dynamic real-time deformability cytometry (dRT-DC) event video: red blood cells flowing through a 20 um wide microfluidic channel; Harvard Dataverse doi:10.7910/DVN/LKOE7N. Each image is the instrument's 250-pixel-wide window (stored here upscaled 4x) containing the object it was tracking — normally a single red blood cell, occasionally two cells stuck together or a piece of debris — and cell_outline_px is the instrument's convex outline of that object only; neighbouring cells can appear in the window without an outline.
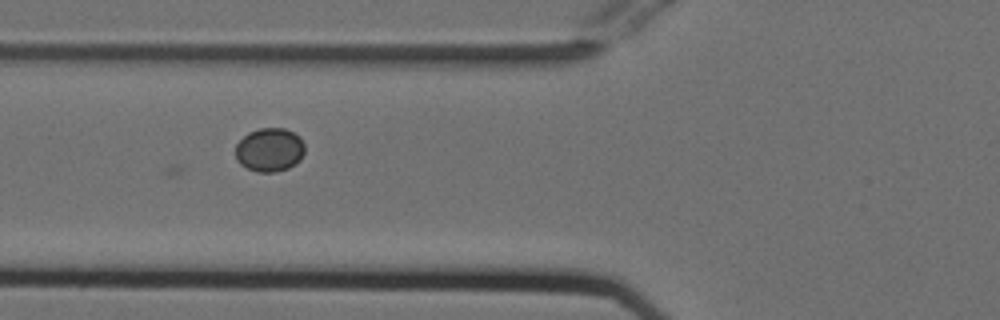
{"species": "Egyptian fruit bat (a non-hibernating species)", "species_latin": "Rousettus aegyptiacus", "temperature_condition": "cold", "stored_images_in_passage": 32, "camera_frame_rate_fps": 3000, "um_per_image_px": 0.085, "animal": {"sex": "female"}, "frame": {"image": 1, "passage_image": 7, "time_ms": 2.0, "image_size_px": [1000, 320], "cell_outline_px": [[304, 152], [300, 160], [288, 168], [276, 172], [256, 172], [240, 164], [236, 160], [236, 144], [248, 132], [260, 128], [284, 128], [300, 136], [304, 144]], "centroid_in_image_um": [22.91, 12.73], "position_along_channel_um": 102.9, "area_um2": 17.69}}
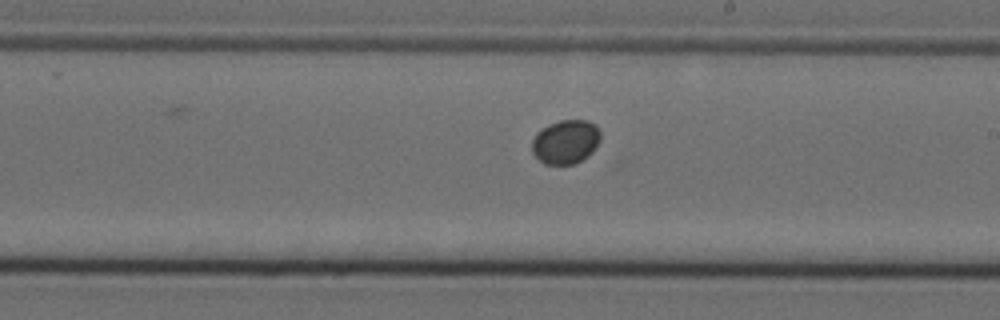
{"frame": {"image": 2, "passage_image": 18, "time_ms": 5.667, "image_size_px": [1000, 320], "cell_outline_px": [[600, 140], [592, 152], [588, 156], [572, 164], [544, 164], [532, 152], [532, 140], [536, 132], [560, 120], [588, 120], [596, 124], [600, 132]], "centroid_in_image_um": [48.09, 12.05], "position_along_channel_um": 240.9, "area_um2": 17.46}}
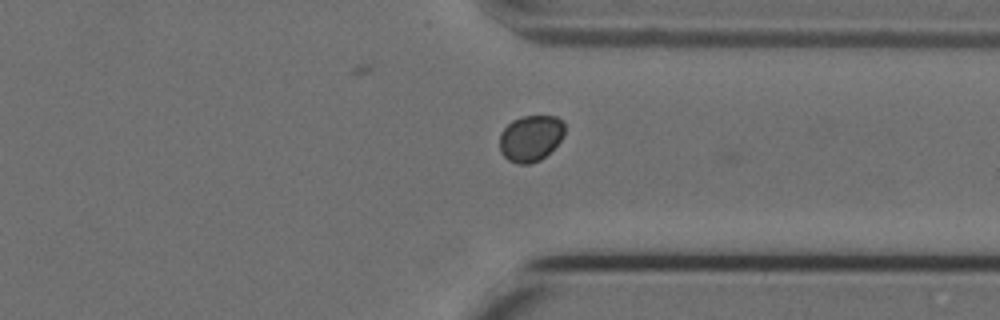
{"frame": {"image": 3, "passage_image": 28, "time_ms": 9.0, "image_size_px": [1000, 320], "cell_outline_px": [[564, 136], [540, 160], [528, 164], [520, 164], [508, 160], [500, 152], [500, 132], [512, 120], [520, 116], [556, 116], [564, 120]], "centroid_in_image_um": [45.1, 11.73], "position_along_channel_um": 366.3, "area_um2": 17.51}, "authors_computed_cell_mechanics": {"area_um2": 17.4556, "velocity_mm_per_s": 3.7415, "shape_relaxation_time_tau1_ms": 0.9764, "shape_relaxation_time_tau2_ms": null, "deformation_change_tau1": 0.0758, "deformation_change_tau2": null}}